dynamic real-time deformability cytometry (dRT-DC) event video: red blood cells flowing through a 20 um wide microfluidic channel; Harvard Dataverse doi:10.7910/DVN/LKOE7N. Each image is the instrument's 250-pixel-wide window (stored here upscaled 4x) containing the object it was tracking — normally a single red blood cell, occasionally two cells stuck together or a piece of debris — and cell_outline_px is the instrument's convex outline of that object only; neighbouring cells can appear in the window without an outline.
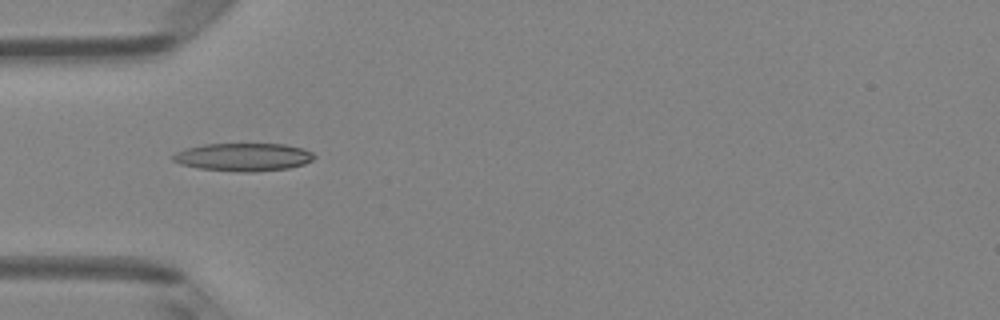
{"species": "Egyptian fruit bat (a non-hibernating species)", "species_latin": "Rousettus aegyptiacus", "temperature_condition": "room temperature", "stored_images_in_passage": 34, "camera_frame_rate_fps": 3000, "um_per_image_px": 0.085, "animal": {"sex": "female"}, "frame": {"image": 1, "passage_image": 1, "time_ms": 0.0, "image_size_px": [1000, 320], "cell_outline_px": [[316, 156], [312, 160], [304, 164], [288, 168], [252, 172], [240, 172], [200, 168], [180, 164], [172, 160], [172, 156], [176, 152], [184, 148], [204, 144], [284, 144], [304, 148], [312, 152]], "centroid_in_image_um": [20.69, 13.34], "position_along_channel_um": 64.3, "area_um2": 23.06}}